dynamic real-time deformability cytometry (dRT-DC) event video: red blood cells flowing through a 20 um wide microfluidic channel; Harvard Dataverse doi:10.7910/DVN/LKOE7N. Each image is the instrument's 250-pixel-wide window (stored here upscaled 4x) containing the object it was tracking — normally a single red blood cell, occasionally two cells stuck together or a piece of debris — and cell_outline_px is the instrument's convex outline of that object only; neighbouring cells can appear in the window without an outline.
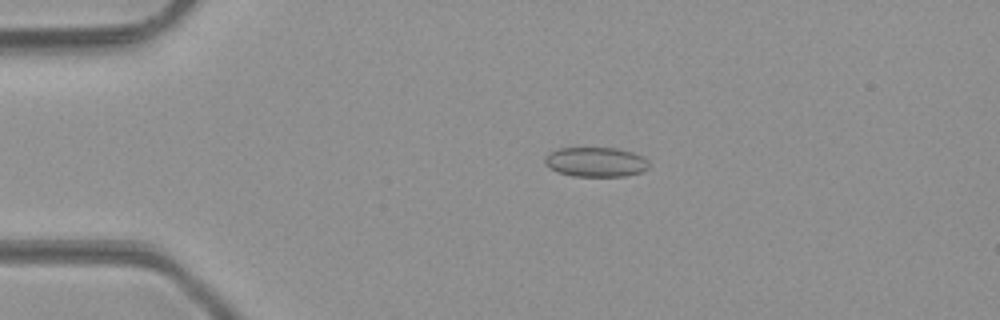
{"species": "common noctule bat (a hibernating species)", "species_latin": "Nyctalus noctula", "temperature_condition": "room temperature", "stored_images_in_passage": 13, "camera_frame_rate_fps": 3000, "um_per_image_px": 0.085, "animal": {"sex": "male", "body_mass_g": 23.1, "forearm_length_mm": 52.7}, "frame": {"image": 1, "passage_image": 9, "time_ms": 2.667, "image_size_px": [1000, 320], "cell_outline_px": [[648, 168], [640, 172], [624, 176], [572, 176], [556, 172], [548, 168], [544, 164], [544, 160], [548, 152], [560, 148], [616, 148], [632, 152], [648, 160]], "centroid_in_image_um": [50.58, 13.77], "position_along_channel_um": 34.4, "area_um2": 18.03}}